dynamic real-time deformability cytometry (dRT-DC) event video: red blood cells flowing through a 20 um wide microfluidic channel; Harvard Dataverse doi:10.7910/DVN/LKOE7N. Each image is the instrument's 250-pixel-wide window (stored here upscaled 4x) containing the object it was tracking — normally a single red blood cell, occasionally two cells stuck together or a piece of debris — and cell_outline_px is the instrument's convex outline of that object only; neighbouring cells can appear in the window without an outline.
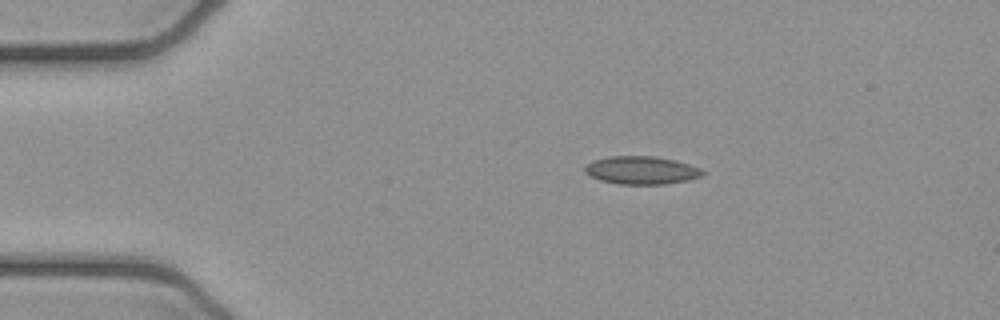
{"species": "common noctule bat (a hibernating species)", "species_latin": "Nyctalus noctula", "temperature_condition": "cold", "stored_images_in_passage": 3, "camera_frame_rate_fps": 3000, "um_per_image_px": 0.085, "animal": {"sex": "female", "body_mass_g": 21.9}, "frame": {"image": 1, "passage_image": 1, "time_ms": 0.0, "image_size_px": [1000, 320], "cell_outline_px": [[708, 172], [704, 176], [688, 180], [664, 184], [620, 184], [600, 180], [584, 172], [584, 168], [592, 160], [608, 156], [656, 156], [676, 160], [700, 168]], "centroid_in_image_um": [54.57, 14.46], "position_along_channel_um": 30.4, "area_um2": 19.36}}
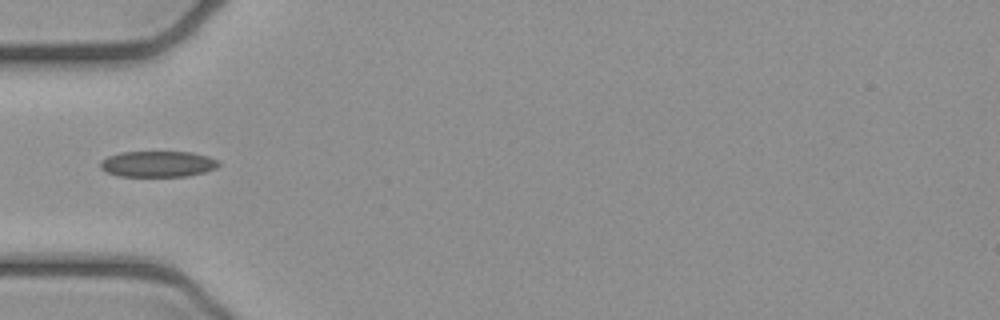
{"frame": {"image": 2, "passage_image": 3, "time_ms": 0.667, "image_size_px": [1000, 320], "cell_outline_px": [[220, 164], [216, 168], [204, 172], [188, 176], [116, 176], [104, 172], [100, 168], [100, 160], [108, 156], [120, 152], [192, 152], [208, 156], [220, 160]], "centroid_in_image_um": [13.4, 13.94], "position_along_channel_um": 71.6, "area_um2": 18.15}}